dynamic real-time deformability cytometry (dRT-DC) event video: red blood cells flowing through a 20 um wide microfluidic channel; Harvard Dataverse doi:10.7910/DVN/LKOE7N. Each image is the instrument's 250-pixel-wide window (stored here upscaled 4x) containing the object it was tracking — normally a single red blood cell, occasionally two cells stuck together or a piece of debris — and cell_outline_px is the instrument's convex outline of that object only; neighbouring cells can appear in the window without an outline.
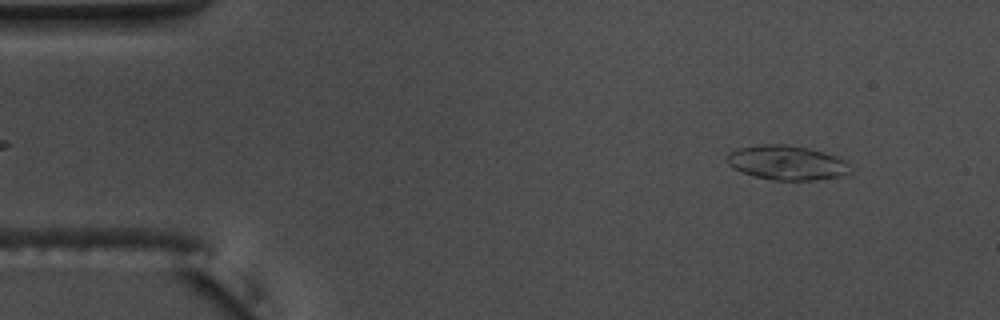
{"species": "common noctule bat (a hibernating species)", "species_latin": "Nyctalus noctula", "temperature_condition": "warm", "stored_images_in_passage": 53, "camera_frame_rate_fps": 3000, "um_per_image_px": 0.085, "animal": {"sex": "male", "body_mass_g": 17.5, "forearm_length_mm": 52.3}, "frame": {"image": 1, "passage_image": 5, "time_ms": 1.333, "image_size_px": [1000, 320], "cell_outline_px": [[852, 172], [840, 176], [816, 180], [772, 180], [756, 176], [732, 168], [728, 164], [728, 152], [740, 148], [760, 144], [788, 144], [808, 148], [824, 152], [836, 156], [844, 160], [848, 164]], "centroid_in_image_um": [66.9, 13.82], "position_along_channel_um": 18.1, "area_um2": 24.68}}
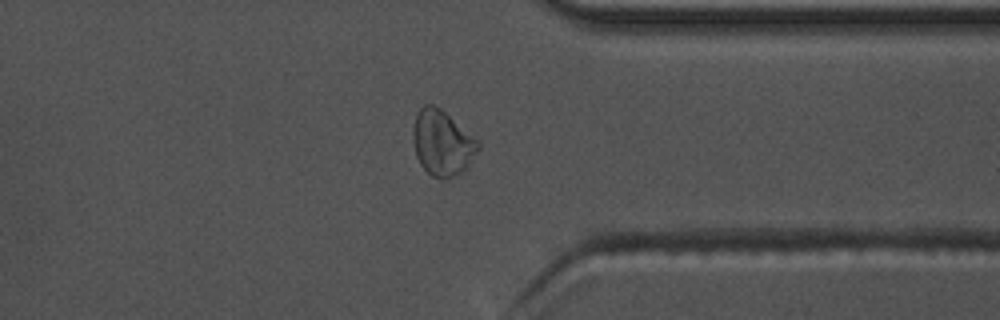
{"frame": {"image": 2, "passage_image": 41, "time_ms": 13.333, "image_size_px": [1000, 320], "cell_outline_px": [[480, 148], [468, 164], [460, 172], [444, 180], [432, 176], [420, 164], [416, 156], [412, 140], [412, 128], [416, 116], [420, 108], [424, 104], [432, 104], [440, 108], [480, 140]], "centroid_in_image_um": [37.58, 12.13], "position_along_channel_um": 373.8, "area_um2": 24.85}}
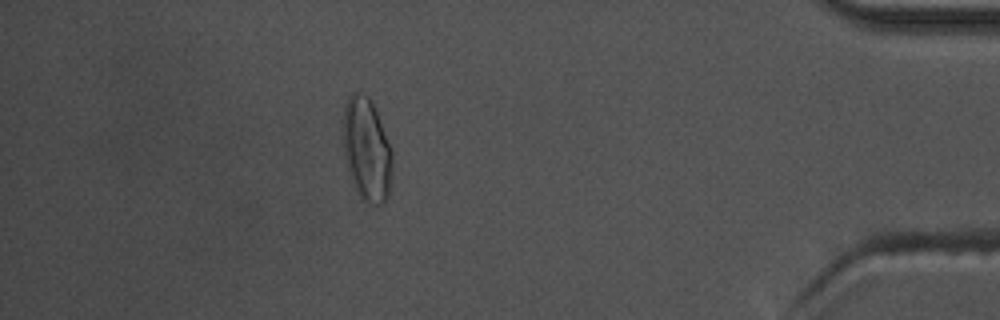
{"frame": {"image": 3, "passage_image": 47, "time_ms": 15.333, "image_size_px": [1000, 320], "cell_outline_px": [[392, 172], [388, 196], [384, 204], [372, 204], [364, 200], [360, 196], [356, 188], [348, 168], [344, 148], [344, 104], [348, 96], [352, 92], [360, 92], [368, 96], [372, 100], [376, 108], [392, 152]], "centroid_in_image_um": [31.2, 12.66], "position_along_channel_um": 404.0, "area_um2": 29.36}, "authors_computed_cell_mechanics": {"area_um2": 23.1778, "velocity_mm_per_s": 3.7549, "shape_relaxation_time_tau1_ms": 4.6211, "shape_relaxation_time_tau2_ms": 1.4515, "deformation_change_tau1": 0.1679, "deformation_change_tau2": 0.0478}}